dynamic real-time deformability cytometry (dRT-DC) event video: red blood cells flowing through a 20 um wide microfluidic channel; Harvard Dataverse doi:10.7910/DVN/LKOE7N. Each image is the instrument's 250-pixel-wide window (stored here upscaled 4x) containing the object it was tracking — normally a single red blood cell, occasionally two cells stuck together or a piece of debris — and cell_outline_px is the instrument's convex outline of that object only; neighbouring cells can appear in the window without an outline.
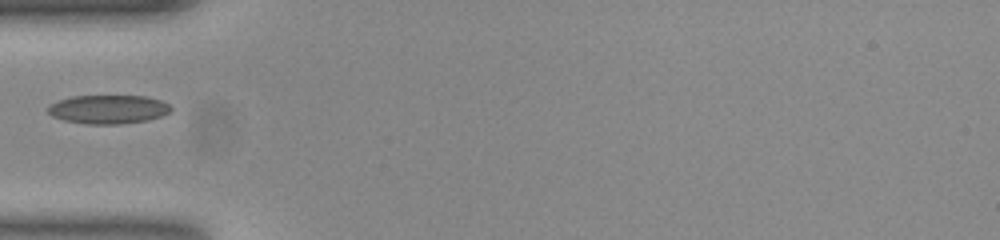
{"species": "common noctule bat (a hibernating species)", "species_latin": "Nyctalus noctula", "temperature_condition": "room temperature", "stored_images_in_passage": 31, "camera_frame_rate_fps": 3000, "um_per_image_px": 0.085, "animal": {"sex": "female", "body_mass_g": 23.0, "forearm_length_mm": 53.4}, "frame": {"image": 1, "passage_image": 1, "time_ms": 0.0, "image_size_px": [1000, 240], "cell_outline_px": [[172, 112], [148, 120], [120, 124], [88, 124], [64, 120], [52, 116], [48, 112], [48, 108], [52, 104], [60, 100], [72, 96], [144, 96], [160, 100], [168, 104], [172, 108]], "centroid_in_image_um": [9.23, 9.29], "position_along_channel_um": 75.8, "area_um2": 20.46}}
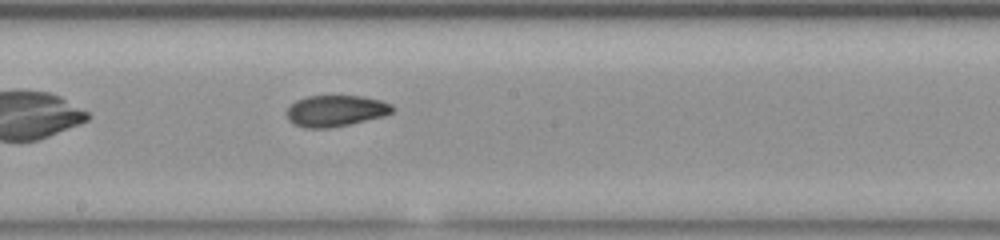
{"frame": {"image": 2, "passage_image": 12, "time_ms": 3.667, "image_size_px": [1000, 240], "cell_outline_px": [[396, 108], [392, 112], [384, 116], [348, 124], [328, 128], [304, 128], [288, 120], [288, 108], [296, 100], [308, 96], [364, 96], [380, 100], [392, 104]], "centroid_in_image_um": [28.57, 9.41], "position_along_channel_um": 219.6, "area_um2": 19.13}}
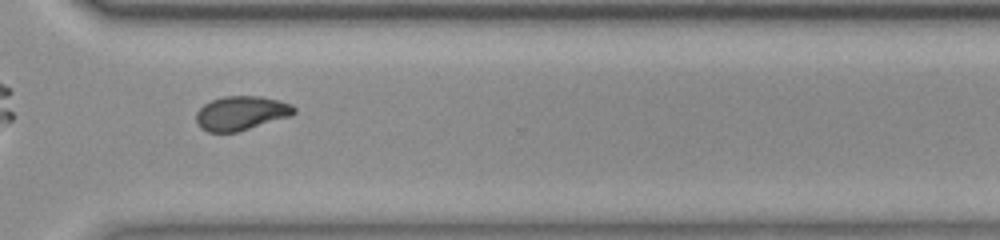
{"frame": {"image": 3, "passage_image": 22, "time_ms": 7.0, "image_size_px": [1000, 240], "cell_outline_px": [[296, 112], [292, 116], [236, 132], [208, 132], [200, 128], [196, 120], [196, 112], [204, 104], [212, 100], [224, 96], [260, 96], [280, 100], [292, 104], [296, 108]], "centroid_in_image_um": [20.52, 9.61], "position_along_channel_um": 350.1, "area_um2": 19.59}}